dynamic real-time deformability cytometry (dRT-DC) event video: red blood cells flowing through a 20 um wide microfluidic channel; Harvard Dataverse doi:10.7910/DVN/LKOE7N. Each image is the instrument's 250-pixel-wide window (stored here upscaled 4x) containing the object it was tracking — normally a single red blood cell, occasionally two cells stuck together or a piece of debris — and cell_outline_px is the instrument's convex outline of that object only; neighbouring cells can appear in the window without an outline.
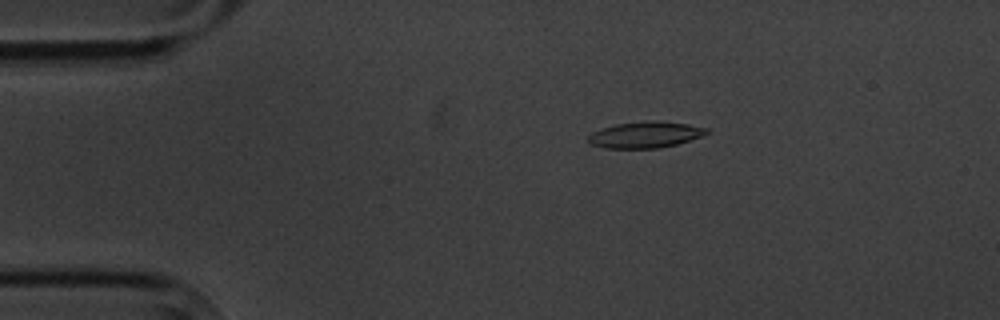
{"species": "common noctule bat (a hibernating species)", "species_latin": "Nyctalus noctula", "temperature_condition": "cold", "stored_images_in_passage": 4, "camera_frame_rate_fps": 3000, "um_per_image_px": 0.085, "animal": {"sex": "male", "body_mass_g": 20.1, "forearm_length_mm": 53.5}, "frame": {"image": 1, "passage_image": 3, "time_ms": 2.333, "image_size_px": [1000, 320], "cell_outline_px": [[708, 132], [700, 136], [676, 144], [660, 148], [604, 148], [592, 144], [588, 140], [588, 136], [592, 132], [616, 124], [644, 120], [656, 120], [688, 124], [708, 128]], "centroid_in_image_um": [54.84, 11.44], "position_along_channel_um": 30.2, "area_um2": 17.98}}